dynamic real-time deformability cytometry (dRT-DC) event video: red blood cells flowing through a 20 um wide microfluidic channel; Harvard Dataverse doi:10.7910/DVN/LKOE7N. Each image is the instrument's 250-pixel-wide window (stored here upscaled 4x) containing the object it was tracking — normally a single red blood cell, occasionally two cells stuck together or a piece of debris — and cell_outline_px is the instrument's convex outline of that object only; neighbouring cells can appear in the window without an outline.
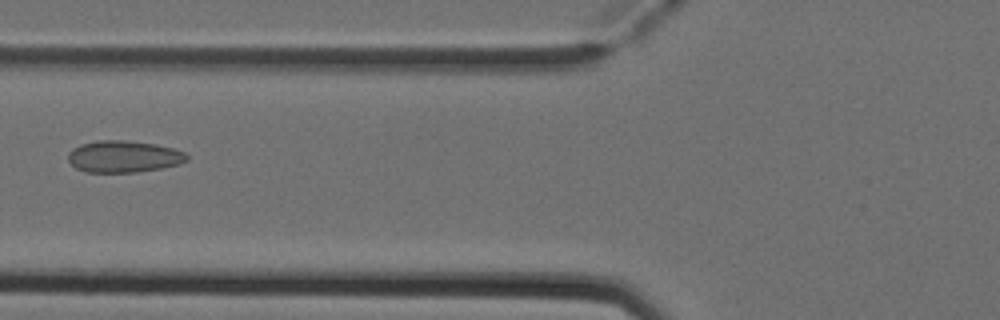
{"species": "Egyptian fruit bat (a non-hibernating species)", "species_latin": "Rousettus aegyptiacus", "temperature_condition": "cold", "stored_images_in_passage": 5, "camera_frame_rate_fps": 3000, "um_per_image_px": 0.085, "animal": {"sex": "female"}, "frame": {"image": 1, "passage_image": 5, "time_ms": 1.333, "image_size_px": [1000, 320], "cell_outline_px": [[188, 160], [180, 164], [160, 168], [136, 172], [84, 172], [76, 168], [68, 160], [68, 152], [72, 148], [80, 144], [96, 140], [124, 140], [156, 144], [172, 148], [184, 152], [188, 156]], "centroid_in_image_um": [10.49, 13.3], "position_along_channel_um": 115.3, "area_um2": 22.08}}